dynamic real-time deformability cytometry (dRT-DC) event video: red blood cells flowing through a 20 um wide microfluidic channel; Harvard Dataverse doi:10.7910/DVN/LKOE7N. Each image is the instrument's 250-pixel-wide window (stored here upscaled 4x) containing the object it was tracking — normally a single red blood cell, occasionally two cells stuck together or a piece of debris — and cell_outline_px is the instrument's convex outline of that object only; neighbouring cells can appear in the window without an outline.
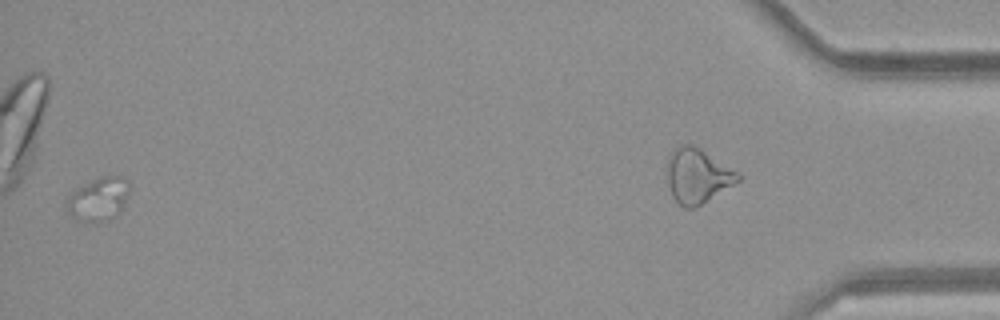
{"species": "common noctule bat (a hibernating species)", "species_latin": "Nyctalus noctula", "temperature_condition": "room temperature", "stored_images_in_passage": 42, "segment_of_instrument_passage": [1, 2], "camera_frame_rate_fps": 3000, "um_per_image_px": 0.085, "animal": {"sex": "female", "body_mass_g": 21.9}, "frame": {"image": 1, "passage_image": 40, "time_ms": 13.0, "image_size_px": [1000, 320], "cell_outline_px": [[132, 184], [128, 196], [120, 212], [96, 224], [80, 220], [72, 216], [64, 208], [64, 200], [72, 192], [92, 180], [100, 176], [120, 176], [128, 180]], "centroid_in_image_um": [8.37, 16.91], "position_along_channel_um": 426.8, "area_um2": 16.13}}